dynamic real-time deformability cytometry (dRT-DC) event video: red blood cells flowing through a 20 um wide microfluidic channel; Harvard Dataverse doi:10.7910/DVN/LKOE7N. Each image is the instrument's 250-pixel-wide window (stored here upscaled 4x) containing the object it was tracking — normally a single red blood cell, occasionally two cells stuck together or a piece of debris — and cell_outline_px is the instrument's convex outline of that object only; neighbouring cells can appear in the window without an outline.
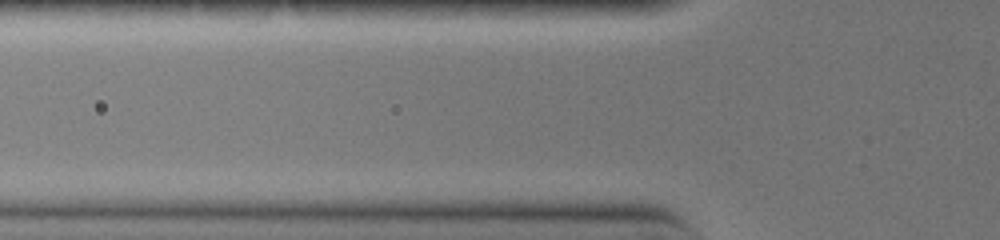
{"species": "common noctule bat (a hibernating species)", "species_latin": "Nyctalus noctula", "temperature_condition": "warm", "stored_images_in_passage": 4, "camera_frame_rate_fps": 3000, "um_per_image_px": 0.085, "animal": {"sex": "female", "body_mass_g": 19.0, "forearm_length_mm": 51.5}, "frame": {"image": 1, "passage_image": 2, "time_ms": 0.333, "image_size_px": [1000, 240], "cell_outline_px": [[628, 160], [624, 164], [576, 168], [500, 168], [492, 164], [492, 160], [516, 156], [608, 156]], "centroid_in_image_um": [47.31, 13.76], "position_along_channel_um": 78.5, "area_um2": 10.17}}